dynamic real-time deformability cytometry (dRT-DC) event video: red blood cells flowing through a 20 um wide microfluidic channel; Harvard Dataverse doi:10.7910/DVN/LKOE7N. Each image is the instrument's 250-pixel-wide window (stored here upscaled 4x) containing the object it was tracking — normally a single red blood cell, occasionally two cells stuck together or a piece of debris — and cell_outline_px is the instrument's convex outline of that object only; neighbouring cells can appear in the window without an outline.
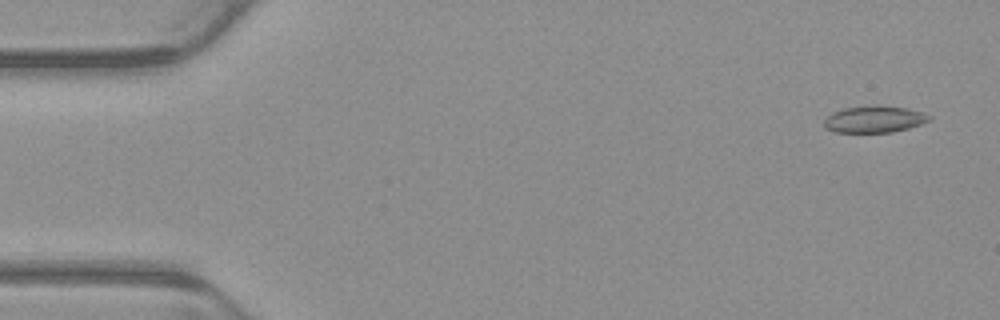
{"species": "common noctule bat (a hibernating species)", "species_latin": "Nyctalus noctula", "temperature_condition": "warm", "stored_images_in_passage": 7, "camera_frame_rate_fps": 3000, "um_per_image_px": 0.085, "animal": {"sex": "male", "body_mass_g": 23.1, "forearm_length_mm": 52.7}, "frame": {"image": 1, "passage_image": 1, "time_ms": 0.0, "image_size_px": [1000, 320], "cell_outline_px": [[932, 120], [908, 128], [892, 132], [836, 132], [824, 128], [824, 120], [832, 112], [844, 108], [908, 108], [924, 112], [932, 116]], "centroid_in_image_um": [74.34, 10.18], "position_along_channel_um": 10.7, "area_um2": 15.72}}
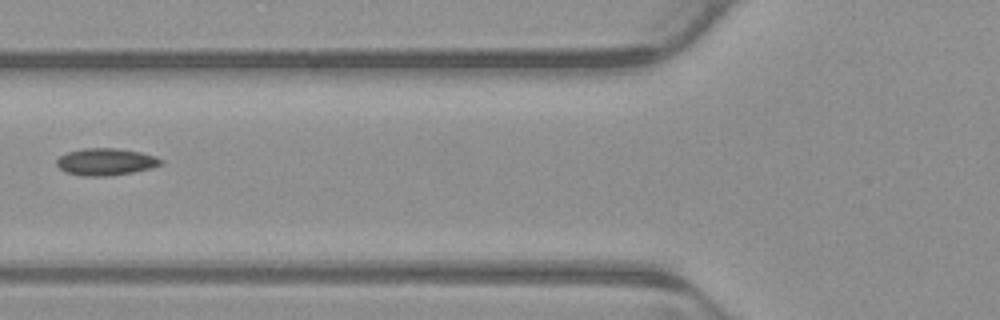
{"frame": {"image": 2, "passage_image": 6, "time_ms": 1.667, "image_size_px": [1000, 320], "cell_outline_px": [[164, 164], [152, 168], [112, 176], [80, 176], [64, 172], [56, 164], [56, 160], [60, 156], [68, 152], [84, 148], [116, 148], [140, 152], [156, 156], [164, 160]], "centroid_in_image_um": [9.01, 13.76], "position_along_channel_um": 116.8, "area_um2": 16.65}}
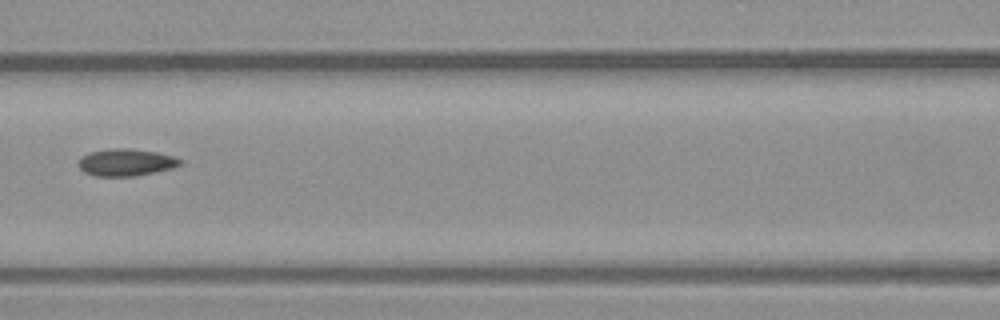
{"frame": {"image": 3, "passage_image": 7, "time_ms": 2.0, "image_size_px": [1000, 320], "cell_outline_px": [[184, 164], [172, 168], [136, 176], [96, 176], [84, 172], [76, 164], [80, 156], [92, 152], [112, 148], [128, 148], [156, 152], [172, 156], [184, 160]], "centroid_in_image_um": [10.71, 13.8], "position_along_channel_um": 155.9, "area_um2": 16.18}}